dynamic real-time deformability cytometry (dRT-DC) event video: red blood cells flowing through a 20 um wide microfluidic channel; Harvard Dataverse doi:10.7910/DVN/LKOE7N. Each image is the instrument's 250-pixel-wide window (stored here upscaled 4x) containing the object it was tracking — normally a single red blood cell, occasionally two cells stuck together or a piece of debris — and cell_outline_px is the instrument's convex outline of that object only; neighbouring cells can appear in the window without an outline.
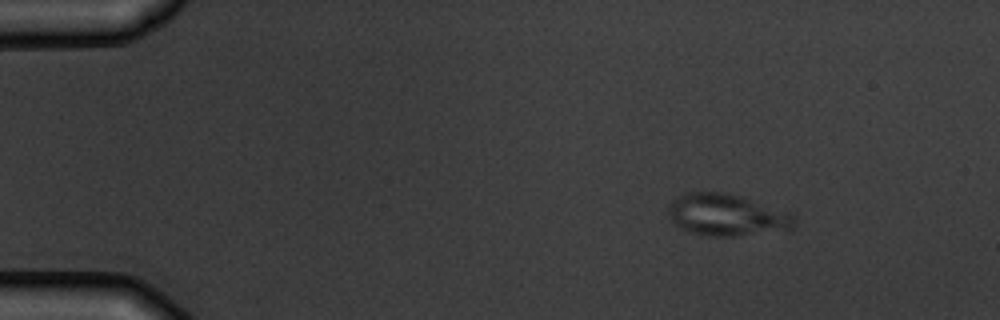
{"species": "common noctule bat (a hibernating species)", "species_latin": "Nyctalus noctula", "temperature_condition": "warm", "stored_images_in_passage": 6, "camera_frame_rate_fps": 3000, "um_per_image_px": 0.085, "animal": {"sex": "male", "body_mass_g": 19.5, "forearm_length_mm": 54.6}, "frame": {"image": 1, "passage_image": 2, "time_ms": 1.0, "image_size_px": [1000, 320], "cell_outline_px": [[796, 220], [792, 228], [736, 236], [704, 236], [688, 232], [672, 224], [668, 216], [668, 204], [672, 200], [688, 192], [724, 192], [740, 196], [792, 212], [796, 216]], "centroid_in_image_um": [61.73, 18.27], "position_along_channel_um": 23.3, "area_um2": 30.98}}
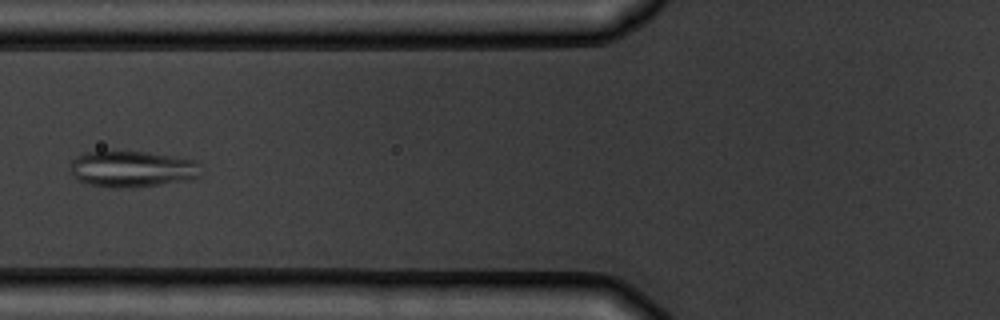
{"frame": {"image": 2, "passage_image": 6, "time_ms": 5.667, "image_size_px": [1000, 320], "cell_outline_px": [[200, 176], [192, 180], [128, 188], [112, 188], [88, 184], [76, 180], [72, 176], [72, 160], [76, 156], [84, 152], [148, 152], [196, 160]], "centroid_in_image_um": [11.22, 14.38], "position_along_channel_um": 114.6, "area_um2": 27.57}}